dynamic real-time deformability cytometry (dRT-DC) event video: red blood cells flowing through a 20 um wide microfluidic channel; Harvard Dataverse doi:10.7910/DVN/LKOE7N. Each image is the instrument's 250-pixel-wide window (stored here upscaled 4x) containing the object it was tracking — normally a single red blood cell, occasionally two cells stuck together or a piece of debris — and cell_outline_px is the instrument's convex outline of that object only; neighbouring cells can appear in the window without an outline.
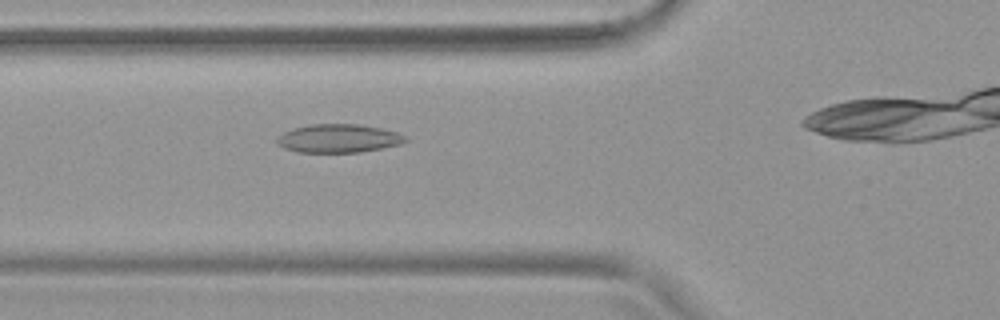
{"species": "common noctule bat (a hibernating species)", "species_latin": "Nyctalus noctula", "temperature_condition": "warm", "stored_images_in_passage": 34, "camera_frame_rate_fps": 3000, "um_per_image_px": 0.085, "animal": {"sex": "female", "body_mass_g": 19.9}, "frame": {"image": 1, "passage_image": 7, "time_ms": 2.0, "image_size_px": [1000, 320], "cell_outline_px": [[408, 140], [400, 144], [360, 152], [296, 152], [284, 148], [276, 144], [276, 136], [292, 128], [312, 124], [360, 124], [380, 128], [396, 132], [404, 136]], "centroid_in_image_um": [28.71, 11.76], "position_along_channel_um": 97.1, "area_um2": 21.27}}
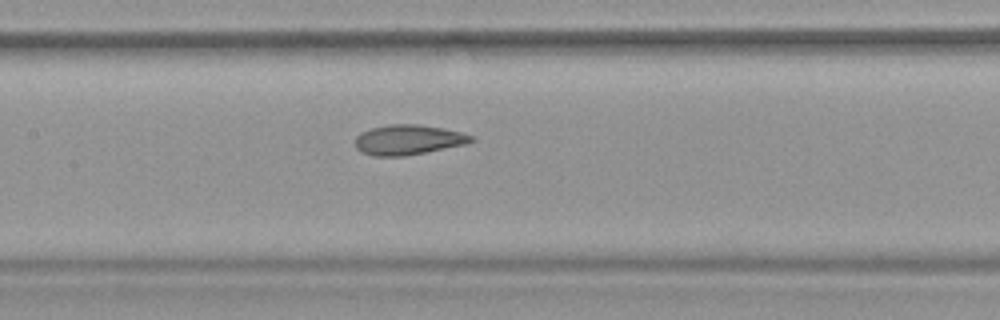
{"frame": {"image": 2, "passage_image": 13, "time_ms": 4.0, "image_size_px": [1000, 320], "cell_outline_px": [[476, 140], [468, 144], [404, 156], [372, 156], [360, 152], [356, 148], [356, 136], [360, 132], [372, 128], [388, 124], [420, 124], [444, 128], [476, 136]], "centroid_in_image_um": [34.73, 11.88], "position_along_channel_um": 172.7, "area_um2": 20.58}}
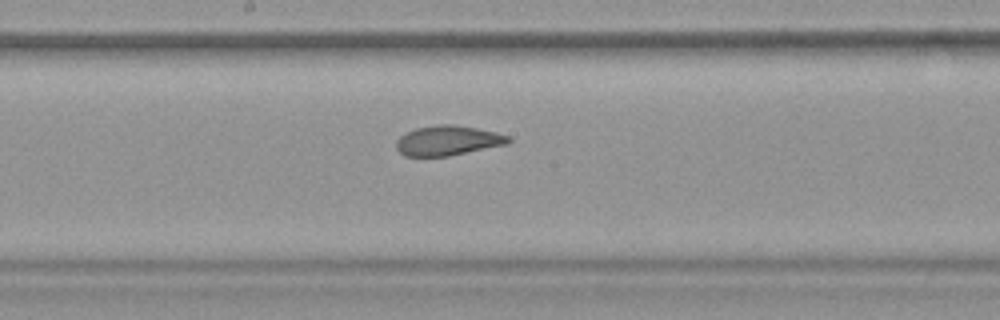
{"frame": {"image": 3, "passage_image": 16, "time_ms": 5.0, "image_size_px": [1000, 320], "cell_outline_px": [[512, 140], [508, 144], [448, 156], [404, 156], [396, 148], [396, 140], [400, 136], [416, 128], [440, 124], [452, 124], [476, 128], [496, 132], [512, 136]], "centroid_in_image_um": [38.1, 11.95], "position_along_channel_um": 210.1, "area_um2": 19.54}, "authors_computed_cell_mechanics": {"area_um2": 20.3745, "velocity_mm_per_s": 3.7831, "shape_relaxation_time_tau1_ms": null, "shape_relaxation_time_tau2_ms": 1.7366, "deformation_change_tau1": null, "deformation_change_tau2": 0.0771}}